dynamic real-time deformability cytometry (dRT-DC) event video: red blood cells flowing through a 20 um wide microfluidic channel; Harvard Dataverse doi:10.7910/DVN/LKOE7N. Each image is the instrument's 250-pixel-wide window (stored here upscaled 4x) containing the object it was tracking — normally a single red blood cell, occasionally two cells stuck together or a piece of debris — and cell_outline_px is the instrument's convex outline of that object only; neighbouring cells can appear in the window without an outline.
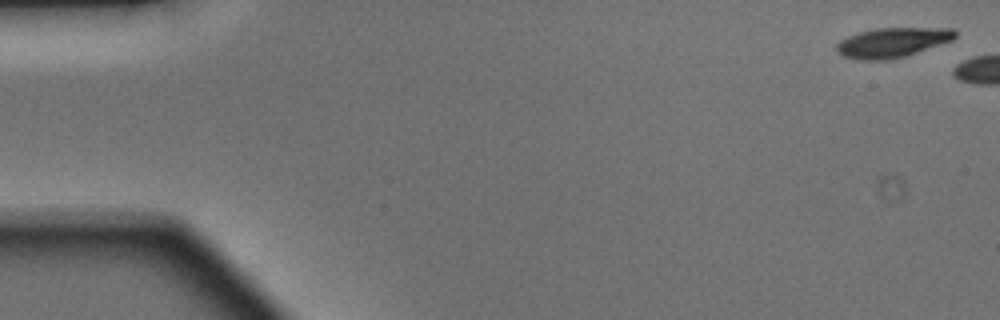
{"species": "Egyptian fruit bat (a non-hibernating species)", "species_latin": "Rousettus aegyptiacus", "temperature_condition": "warm", "stored_images_in_passage": 5, "camera_frame_rate_fps": 3000, "um_per_image_px": 0.085, "animal": {"sex": "male"}, "frame": {"image": 1, "passage_image": 1, "time_ms": 0.0, "image_size_px": [1000, 320], "cell_outline_px": [[240, 288], [120, 228], [128, 224], [176, 228], [192, 236], [220, 260], [232, 272], [240, 284]], "centroid_in_image_um": [15.59, 21.16], "position_along_channel_um": 69.4, "area_um2": 16.13}}